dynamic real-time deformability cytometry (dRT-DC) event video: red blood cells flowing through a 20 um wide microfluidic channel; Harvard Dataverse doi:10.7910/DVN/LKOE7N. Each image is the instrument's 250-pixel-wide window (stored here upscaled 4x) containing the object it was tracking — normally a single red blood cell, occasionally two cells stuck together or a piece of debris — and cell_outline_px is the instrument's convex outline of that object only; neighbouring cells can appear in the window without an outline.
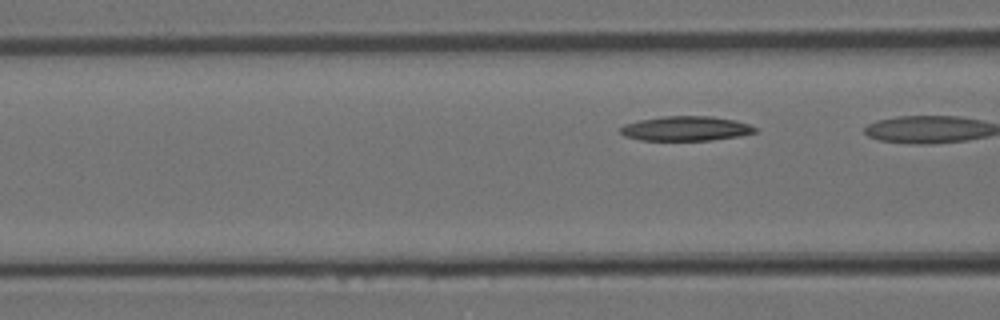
{"species": "Egyptian fruit bat (a non-hibernating species)", "species_latin": "Rousettus aegyptiacus", "temperature_condition": "room temperature", "stored_images_in_passage": 5, "segment_of_instrument_passage": [2, 2], "camera_frame_rate_fps": 3000, "um_per_image_px": 0.085, "animal": {"sex": "female"}, "frame": {"image": 1, "passage_image": 5, "time_ms": 1.333, "image_size_px": [1000, 320], "cell_outline_px": [[756, 132], [740, 136], [712, 140], [640, 140], [624, 136], [620, 132], [620, 128], [624, 124], [640, 120], [664, 116], [712, 116], [736, 120], [748, 124], [756, 128]], "centroid_in_image_um": [58.3, 10.92], "position_along_channel_um": 108.3, "area_um2": 19.31}}